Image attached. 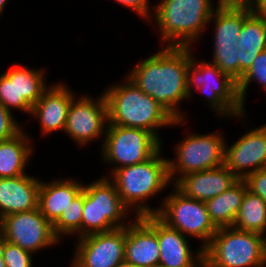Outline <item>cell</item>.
<instances>
[{
  "label": "cell",
  "instance_id": "cell-1",
  "mask_svg": "<svg viewBox=\"0 0 266 267\" xmlns=\"http://www.w3.org/2000/svg\"><path fill=\"white\" fill-rule=\"evenodd\" d=\"M192 48L163 46L155 54L135 64L127 74L133 84L151 96L176 120L188 119L179 106L190 99L187 69L194 51Z\"/></svg>",
  "mask_w": 266,
  "mask_h": 267
},
{
  "label": "cell",
  "instance_id": "cell-2",
  "mask_svg": "<svg viewBox=\"0 0 266 267\" xmlns=\"http://www.w3.org/2000/svg\"><path fill=\"white\" fill-rule=\"evenodd\" d=\"M112 84L103 90L107 102L108 122L111 125L145 129L160 141L159 129L182 125L186 120H176L151 96L143 93L133 82ZM185 121V122H184Z\"/></svg>",
  "mask_w": 266,
  "mask_h": 267
},
{
  "label": "cell",
  "instance_id": "cell-3",
  "mask_svg": "<svg viewBox=\"0 0 266 267\" xmlns=\"http://www.w3.org/2000/svg\"><path fill=\"white\" fill-rule=\"evenodd\" d=\"M162 149L147 161L116 169L108 177L115 184L122 203L136 217L156 214L158 208L150 206L148 200L173 185L168 158H164Z\"/></svg>",
  "mask_w": 266,
  "mask_h": 267
},
{
  "label": "cell",
  "instance_id": "cell-4",
  "mask_svg": "<svg viewBox=\"0 0 266 267\" xmlns=\"http://www.w3.org/2000/svg\"><path fill=\"white\" fill-rule=\"evenodd\" d=\"M213 3L214 0H161L154 6L148 23L155 21L162 44L192 47L201 40L209 26V20L218 7Z\"/></svg>",
  "mask_w": 266,
  "mask_h": 267
},
{
  "label": "cell",
  "instance_id": "cell-5",
  "mask_svg": "<svg viewBox=\"0 0 266 267\" xmlns=\"http://www.w3.org/2000/svg\"><path fill=\"white\" fill-rule=\"evenodd\" d=\"M192 58L187 69V91L189 98L193 93H202L204 102L208 104L218 117H233L246 120L244 109L238 94L237 82L229 75L223 73L211 61ZM194 87V88H193ZM196 89V91H194ZM210 106V107H209ZM243 118V119H242Z\"/></svg>",
  "mask_w": 266,
  "mask_h": 267
},
{
  "label": "cell",
  "instance_id": "cell-6",
  "mask_svg": "<svg viewBox=\"0 0 266 267\" xmlns=\"http://www.w3.org/2000/svg\"><path fill=\"white\" fill-rule=\"evenodd\" d=\"M206 267H266L265 236L219 228L203 249Z\"/></svg>",
  "mask_w": 266,
  "mask_h": 267
},
{
  "label": "cell",
  "instance_id": "cell-7",
  "mask_svg": "<svg viewBox=\"0 0 266 267\" xmlns=\"http://www.w3.org/2000/svg\"><path fill=\"white\" fill-rule=\"evenodd\" d=\"M83 190L81 237L123 228L131 222V211L122 203L116 186L108 175L85 183Z\"/></svg>",
  "mask_w": 266,
  "mask_h": 267
},
{
  "label": "cell",
  "instance_id": "cell-8",
  "mask_svg": "<svg viewBox=\"0 0 266 267\" xmlns=\"http://www.w3.org/2000/svg\"><path fill=\"white\" fill-rule=\"evenodd\" d=\"M174 148L176 158H168L169 177L176 184L183 176L224 165L226 140L221 132L187 133Z\"/></svg>",
  "mask_w": 266,
  "mask_h": 267
},
{
  "label": "cell",
  "instance_id": "cell-9",
  "mask_svg": "<svg viewBox=\"0 0 266 267\" xmlns=\"http://www.w3.org/2000/svg\"><path fill=\"white\" fill-rule=\"evenodd\" d=\"M162 143L163 141L145 129L108 123L100 148L101 158L104 163L114 165L109 168L110 176L116 169L147 161L163 147Z\"/></svg>",
  "mask_w": 266,
  "mask_h": 267
},
{
  "label": "cell",
  "instance_id": "cell-10",
  "mask_svg": "<svg viewBox=\"0 0 266 267\" xmlns=\"http://www.w3.org/2000/svg\"><path fill=\"white\" fill-rule=\"evenodd\" d=\"M171 187L173 191L161 199L155 215L183 235L201 240L200 247L204 249L217 231L211 222L205 202L187 197L174 184Z\"/></svg>",
  "mask_w": 266,
  "mask_h": 267
},
{
  "label": "cell",
  "instance_id": "cell-11",
  "mask_svg": "<svg viewBox=\"0 0 266 267\" xmlns=\"http://www.w3.org/2000/svg\"><path fill=\"white\" fill-rule=\"evenodd\" d=\"M245 21V7L218 6L209 20L215 31L211 61L237 83L241 79L242 49L238 37Z\"/></svg>",
  "mask_w": 266,
  "mask_h": 267
},
{
  "label": "cell",
  "instance_id": "cell-12",
  "mask_svg": "<svg viewBox=\"0 0 266 267\" xmlns=\"http://www.w3.org/2000/svg\"><path fill=\"white\" fill-rule=\"evenodd\" d=\"M26 66L15 64L0 73V104L11 113L16 109L30 116L49 85L45 70Z\"/></svg>",
  "mask_w": 266,
  "mask_h": 267
},
{
  "label": "cell",
  "instance_id": "cell-13",
  "mask_svg": "<svg viewBox=\"0 0 266 267\" xmlns=\"http://www.w3.org/2000/svg\"><path fill=\"white\" fill-rule=\"evenodd\" d=\"M1 220V238L35 254L48 247L58 246L52 224L41 214L39 208L11 213Z\"/></svg>",
  "mask_w": 266,
  "mask_h": 267
},
{
  "label": "cell",
  "instance_id": "cell-14",
  "mask_svg": "<svg viewBox=\"0 0 266 267\" xmlns=\"http://www.w3.org/2000/svg\"><path fill=\"white\" fill-rule=\"evenodd\" d=\"M108 123L107 102L104 94L96 98L81 94L71 101L63 132L78 146L82 147V145L102 139L100 146L102 147Z\"/></svg>",
  "mask_w": 266,
  "mask_h": 267
},
{
  "label": "cell",
  "instance_id": "cell-15",
  "mask_svg": "<svg viewBox=\"0 0 266 267\" xmlns=\"http://www.w3.org/2000/svg\"><path fill=\"white\" fill-rule=\"evenodd\" d=\"M70 267H115L125 261V227L78 238Z\"/></svg>",
  "mask_w": 266,
  "mask_h": 267
},
{
  "label": "cell",
  "instance_id": "cell-16",
  "mask_svg": "<svg viewBox=\"0 0 266 267\" xmlns=\"http://www.w3.org/2000/svg\"><path fill=\"white\" fill-rule=\"evenodd\" d=\"M244 133L234 144L225 143L224 165L239 179L266 168V124Z\"/></svg>",
  "mask_w": 266,
  "mask_h": 267
},
{
  "label": "cell",
  "instance_id": "cell-17",
  "mask_svg": "<svg viewBox=\"0 0 266 267\" xmlns=\"http://www.w3.org/2000/svg\"><path fill=\"white\" fill-rule=\"evenodd\" d=\"M125 226V262L137 267H158L159 244L156 234V215L132 219Z\"/></svg>",
  "mask_w": 266,
  "mask_h": 267
},
{
  "label": "cell",
  "instance_id": "cell-18",
  "mask_svg": "<svg viewBox=\"0 0 266 267\" xmlns=\"http://www.w3.org/2000/svg\"><path fill=\"white\" fill-rule=\"evenodd\" d=\"M63 83L58 81L52 83V86L49 84L32 107L30 116L39 121L41 135L47 136L56 131H64L71 101L77 94L66 85V82Z\"/></svg>",
  "mask_w": 266,
  "mask_h": 267
},
{
  "label": "cell",
  "instance_id": "cell-19",
  "mask_svg": "<svg viewBox=\"0 0 266 267\" xmlns=\"http://www.w3.org/2000/svg\"><path fill=\"white\" fill-rule=\"evenodd\" d=\"M239 178L225 165L183 176L175 186L187 197L206 202L229 189Z\"/></svg>",
  "mask_w": 266,
  "mask_h": 267
},
{
  "label": "cell",
  "instance_id": "cell-20",
  "mask_svg": "<svg viewBox=\"0 0 266 267\" xmlns=\"http://www.w3.org/2000/svg\"><path fill=\"white\" fill-rule=\"evenodd\" d=\"M40 179L28 174L0 178V219L38 208Z\"/></svg>",
  "mask_w": 266,
  "mask_h": 267
},
{
  "label": "cell",
  "instance_id": "cell-21",
  "mask_svg": "<svg viewBox=\"0 0 266 267\" xmlns=\"http://www.w3.org/2000/svg\"><path fill=\"white\" fill-rule=\"evenodd\" d=\"M156 234L160 250L158 267H192L202 256L203 249L192 251L190 241L156 216Z\"/></svg>",
  "mask_w": 266,
  "mask_h": 267
},
{
  "label": "cell",
  "instance_id": "cell-22",
  "mask_svg": "<svg viewBox=\"0 0 266 267\" xmlns=\"http://www.w3.org/2000/svg\"><path fill=\"white\" fill-rule=\"evenodd\" d=\"M78 178L41 181L38 208L41 214L53 224L66 209L71 200L83 189Z\"/></svg>",
  "mask_w": 266,
  "mask_h": 267
},
{
  "label": "cell",
  "instance_id": "cell-23",
  "mask_svg": "<svg viewBox=\"0 0 266 267\" xmlns=\"http://www.w3.org/2000/svg\"><path fill=\"white\" fill-rule=\"evenodd\" d=\"M30 139L32 137L28 136L23 129L15 137L0 141V178H13L28 174L26 167L35 153L34 144Z\"/></svg>",
  "mask_w": 266,
  "mask_h": 267
},
{
  "label": "cell",
  "instance_id": "cell-24",
  "mask_svg": "<svg viewBox=\"0 0 266 267\" xmlns=\"http://www.w3.org/2000/svg\"><path fill=\"white\" fill-rule=\"evenodd\" d=\"M246 190L245 181L239 179L229 189L205 202L211 222L217 229L233 226Z\"/></svg>",
  "mask_w": 266,
  "mask_h": 267
},
{
  "label": "cell",
  "instance_id": "cell-25",
  "mask_svg": "<svg viewBox=\"0 0 266 267\" xmlns=\"http://www.w3.org/2000/svg\"><path fill=\"white\" fill-rule=\"evenodd\" d=\"M232 227L236 230L255 232L265 236L266 202L246 190Z\"/></svg>",
  "mask_w": 266,
  "mask_h": 267
},
{
  "label": "cell",
  "instance_id": "cell-26",
  "mask_svg": "<svg viewBox=\"0 0 266 267\" xmlns=\"http://www.w3.org/2000/svg\"><path fill=\"white\" fill-rule=\"evenodd\" d=\"M244 47L248 55L257 56L266 50V17L245 7V21L238 37V48Z\"/></svg>",
  "mask_w": 266,
  "mask_h": 267
},
{
  "label": "cell",
  "instance_id": "cell-27",
  "mask_svg": "<svg viewBox=\"0 0 266 267\" xmlns=\"http://www.w3.org/2000/svg\"><path fill=\"white\" fill-rule=\"evenodd\" d=\"M84 206V190L82 189L63 210L60 217L52 224L55 236L62 240L66 236L81 237L82 211Z\"/></svg>",
  "mask_w": 266,
  "mask_h": 267
},
{
  "label": "cell",
  "instance_id": "cell-28",
  "mask_svg": "<svg viewBox=\"0 0 266 267\" xmlns=\"http://www.w3.org/2000/svg\"><path fill=\"white\" fill-rule=\"evenodd\" d=\"M250 82H256V84L258 82L259 87H262V89H265L266 91V50L256 56L251 67L237 83L238 94L244 109L246 104V94L248 92L247 90H249L248 88Z\"/></svg>",
  "mask_w": 266,
  "mask_h": 267
},
{
  "label": "cell",
  "instance_id": "cell-29",
  "mask_svg": "<svg viewBox=\"0 0 266 267\" xmlns=\"http://www.w3.org/2000/svg\"><path fill=\"white\" fill-rule=\"evenodd\" d=\"M0 251L6 267H33V254L0 238Z\"/></svg>",
  "mask_w": 266,
  "mask_h": 267
},
{
  "label": "cell",
  "instance_id": "cell-30",
  "mask_svg": "<svg viewBox=\"0 0 266 267\" xmlns=\"http://www.w3.org/2000/svg\"><path fill=\"white\" fill-rule=\"evenodd\" d=\"M15 119L14 113L0 104V141L9 140L24 129Z\"/></svg>",
  "mask_w": 266,
  "mask_h": 267
},
{
  "label": "cell",
  "instance_id": "cell-31",
  "mask_svg": "<svg viewBox=\"0 0 266 267\" xmlns=\"http://www.w3.org/2000/svg\"><path fill=\"white\" fill-rule=\"evenodd\" d=\"M243 180L247 185V190L266 202V168L247 175Z\"/></svg>",
  "mask_w": 266,
  "mask_h": 267
},
{
  "label": "cell",
  "instance_id": "cell-32",
  "mask_svg": "<svg viewBox=\"0 0 266 267\" xmlns=\"http://www.w3.org/2000/svg\"><path fill=\"white\" fill-rule=\"evenodd\" d=\"M117 4L125 6L126 8H129L130 10L135 12L136 15H138L140 18H143L145 21H149L152 19V14L154 13L155 7L150 6L149 0H113ZM153 8V9H151ZM153 10V11H151ZM153 12V13H152Z\"/></svg>",
  "mask_w": 266,
  "mask_h": 267
},
{
  "label": "cell",
  "instance_id": "cell-33",
  "mask_svg": "<svg viewBox=\"0 0 266 267\" xmlns=\"http://www.w3.org/2000/svg\"><path fill=\"white\" fill-rule=\"evenodd\" d=\"M217 6L251 8L257 0H217Z\"/></svg>",
  "mask_w": 266,
  "mask_h": 267
},
{
  "label": "cell",
  "instance_id": "cell-34",
  "mask_svg": "<svg viewBox=\"0 0 266 267\" xmlns=\"http://www.w3.org/2000/svg\"><path fill=\"white\" fill-rule=\"evenodd\" d=\"M241 49H242V56H241V78H242V76L251 67V65L254 62L256 56L248 55L244 47H242Z\"/></svg>",
  "mask_w": 266,
  "mask_h": 267
},
{
  "label": "cell",
  "instance_id": "cell-35",
  "mask_svg": "<svg viewBox=\"0 0 266 267\" xmlns=\"http://www.w3.org/2000/svg\"><path fill=\"white\" fill-rule=\"evenodd\" d=\"M250 10L266 17V0H257Z\"/></svg>",
  "mask_w": 266,
  "mask_h": 267
},
{
  "label": "cell",
  "instance_id": "cell-36",
  "mask_svg": "<svg viewBox=\"0 0 266 267\" xmlns=\"http://www.w3.org/2000/svg\"><path fill=\"white\" fill-rule=\"evenodd\" d=\"M192 267H206L204 255Z\"/></svg>",
  "mask_w": 266,
  "mask_h": 267
},
{
  "label": "cell",
  "instance_id": "cell-37",
  "mask_svg": "<svg viewBox=\"0 0 266 267\" xmlns=\"http://www.w3.org/2000/svg\"><path fill=\"white\" fill-rule=\"evenodd\" d=\"M8 1L10 0H0V18L2 14L4 13V9L6 8V5H8Z\"/></svg>",
  "mask_w": 266,
  "mask_h": 267
},
{
  "label": "cell",
  "instance_id": "cell-38",
  "mask_svg": "<svg viewBox=\"0 0 266 267\" xmlns=\"http://www.w3.org/2000/svg\"><path fill=\"white\" fill-rule=\"evenodd\" d=\"M115 267H137V266L124 261L122 263L117 264Z\"/></svg>",
  "mask_w": 266,
  "mask_h": 267
},
{
  "label": "cell",
  "instance_id": "cell-39",
  "mask_svg": "<svg viewBox=\"0 0 266 267\" xmlns=\"http://www.w3.org/2000/svg\"><path fill=\"white\" fill-rule=\"evenodd\" d=\"M0 267H6L1 251H0Z\"/></svg>",
  "mask_w": 266,
  "mask_h": 267
},
{
  "label": "cell",
  "instance_id": "cell-40",
  "mask_svg": "<svg viewBox=\"0 0 266 267\" xmlns=\"http://www.w3.org/2000/svg\"><path fill=\"white\" fill-rule=\"evenodd\" d=\"M0 238H1V220H0Z\"/></svg>",
  "mask_w": 266,
  "mask_h": 267
}]
</instances>
